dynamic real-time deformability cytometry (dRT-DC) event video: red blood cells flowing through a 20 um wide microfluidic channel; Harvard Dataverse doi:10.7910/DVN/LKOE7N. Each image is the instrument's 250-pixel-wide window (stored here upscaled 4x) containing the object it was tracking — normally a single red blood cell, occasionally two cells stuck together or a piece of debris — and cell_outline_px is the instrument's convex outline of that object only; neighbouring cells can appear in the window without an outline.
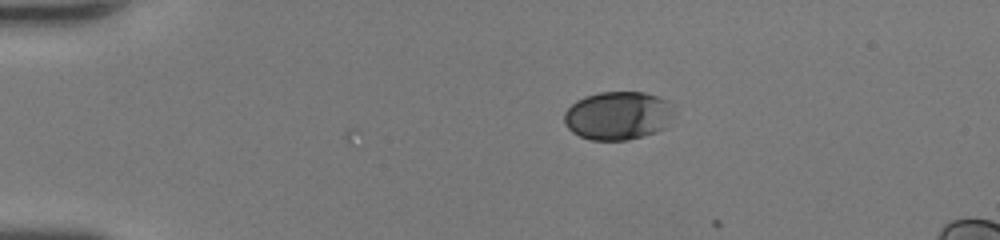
{"species": "human", "species_latin": "Homo sapiens", "temperature_condition": "room temperature", "stored_images_in_passage": 33, "camera_frame_rate_fps": 3000, "um_per_image_px": 0.085, "donor": {"sex": "female"}, "frame": {"image": 1, "passage_image": 1, "time_ms": 0.0, "image_size_px": [1000, 240], "cell_outline_px": [[676, 116], [664, 128], [656, 132], [644, 136], [628, 140], [592, 140], [580, 136], [572, 132], [564, 124], [564, 112], [576, 100], [584, 96], [600, 92], [644, 92], [668, 100], [676, 112]], "centroid_in_image_um": [52.56, 9.83], "position_along_channel_um": 32.4, "area_um2": 31.44}}
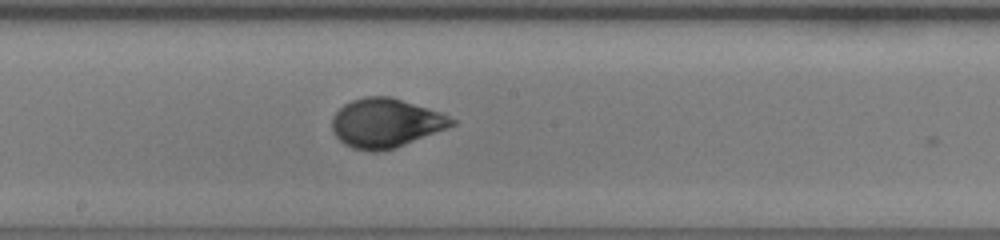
{"frame": {"image": 2, "passage_image": 19, "time_ms": 6.0, "image_size_px": [1000, 240], "cell_outline_px": [[456, 124], [392, 148], [376, 152], [372, 152], [352, 148], [344, 144], [332, 132], [332, 116], [344, 104], [352, 100], [364, 96], [392, 96], [440, 112], [456, 120]], "centroid_in_image_um": [32.73, 10.43], "position_along_channel_um": 215.5, "area_um2": 33.87}}
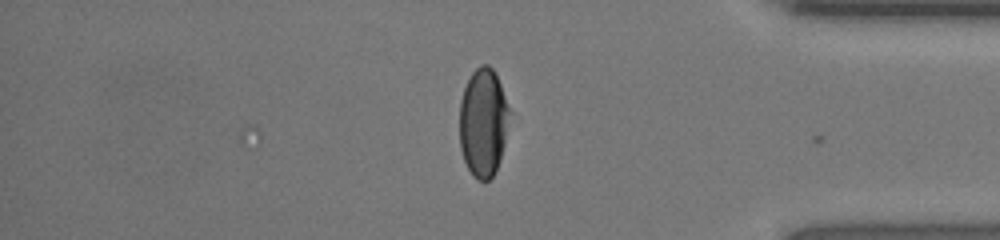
{"frame": {"image": 3, "passage_image": 33, "time_ms": 10.667, "image_size_px": [1000, 240], "cell_outline_px": [[512, 112], [500, 160], [496, 172], [488, 180], [476, 180], [472, 176], [464, 160], [460, 148], [460, 100], [464, 88], [472, 72], [480, 64], [488, 64], [492, 68], [500, 84]], "centroid_in_image_um": [41.09, 10.42], "position_along_channel_um": 394.1, "area_um2": 31.91}, "authors_computed_cell_mechanics": {"area_um2": 33.0616, "velocity_mm_per_s": 4.2323, "shape_relaxation_time_tau1_ms": 3.7619, "shape_relaxation_time_tau2_ms": null, "deformation_change_tau1": 0.1687, "deformation_change_tau2": null}}